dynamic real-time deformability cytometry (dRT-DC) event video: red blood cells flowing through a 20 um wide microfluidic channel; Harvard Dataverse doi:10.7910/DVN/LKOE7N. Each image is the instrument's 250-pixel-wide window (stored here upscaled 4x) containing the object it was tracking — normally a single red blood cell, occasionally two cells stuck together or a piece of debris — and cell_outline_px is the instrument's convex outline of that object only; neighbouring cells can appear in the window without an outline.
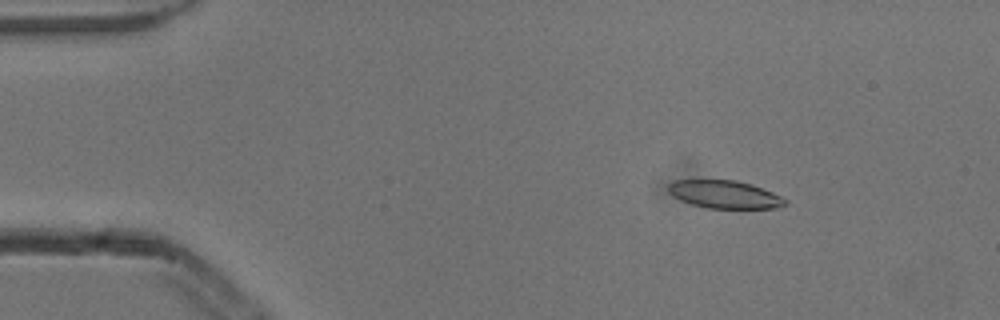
{"species": "common noctule bat (a hibernating species)", "species_latin": "Nyctalus noctula", "temperature_condition": "cold", "stored_images_in_passage": 5, "camera_frame_rate_fps": 3000, "um_per_image_px": 0.085, "animal": {"sex": "male", "body_mass_g": 13.3}, "frame": {"image": 1, "passage_image": 3, "time_ms": 0.667, "image_size_px": [1000, 320], "cell_outline_px": [[788, 204], [776, 208], [708, 208], [692, 204], [680, 200], [672, 196], [668, 192], [668, 184], [672, 180], [736, 180], [752, 184], [772, 192], [788, 200]], "centroid_in_image_um": [61.58, 16.52], "position_along_channel_um": 23.4, "area_um2": 19.07}}
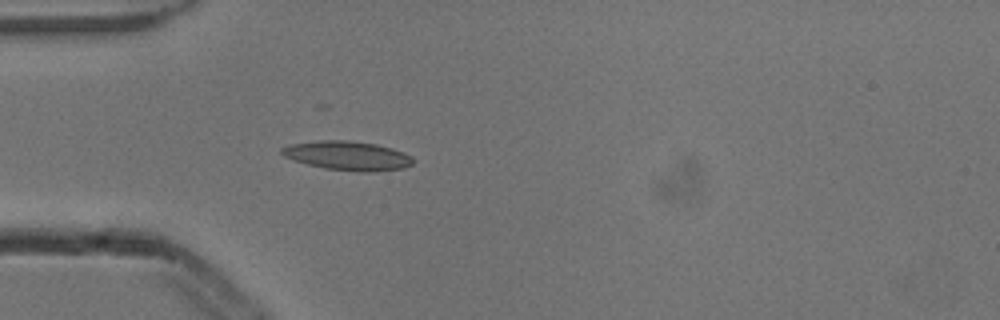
{"frame": {"image": 2, "passage_image": 5, "time_ms": 1.333, "image_size_px": [1000, 320], "cell_outline_px": [[412, 164], [404, 168], [372, 172], [364, 172], [324, 168], [308, 164], [284, 156], [280, 152], [280, 148], [288, 144], [320, 140], [352, 140], [376, 144], [392, 148], [404, 152], [412, 156]], "centroid_in_image_um": [29.55, 13.22], "position_along_channel_um": 55.5, "area_um2": 22.31}}